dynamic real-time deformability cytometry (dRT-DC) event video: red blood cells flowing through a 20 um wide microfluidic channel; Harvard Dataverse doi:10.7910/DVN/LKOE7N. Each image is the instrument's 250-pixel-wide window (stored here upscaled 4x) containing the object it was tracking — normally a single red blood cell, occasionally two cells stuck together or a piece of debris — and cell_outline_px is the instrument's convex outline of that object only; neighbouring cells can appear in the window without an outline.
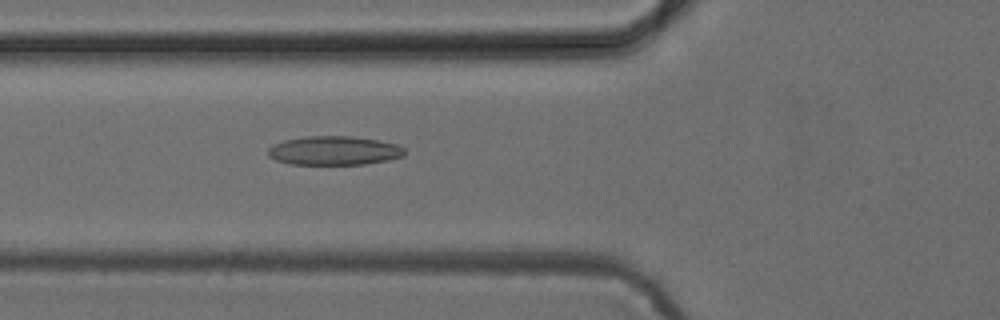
{"species": "common noctule bat (a hibernating species)", "species_latin": "Nyctalus noctula", "temperature_condition": "cold", "stored_images_in_passage": 51, "camera_frame_rate_fps": 3000, "um_per_image_px": 0.085, "animal": {"sex": "female", "body_mass_g": 24.6, "forearm_length_mm": 56.2}, "frame": {"image": 1, "passage_image": 19, "time_ms": 6.0, "image_size_px": [1000, 320], "cell_outline_px": [[404, 156], [388, 160], [364, 164], [288, 164], [276, 160], [268, 156], [268, 148], [272, 144], [284, 140], [308, 136], [352, 136], [376, 140], [396, 144], [404, 148]], "centroid_in_image_um": [28.36, 12.8], "position_along_channel_um": 97.4, "area_um2": 23.0}}
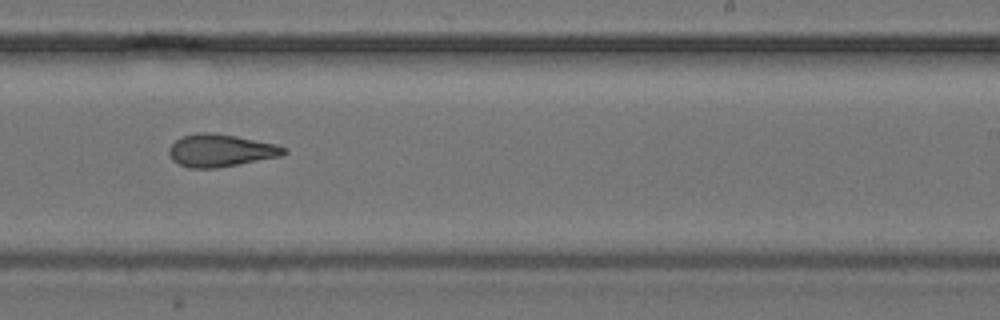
{"frame": {"image": 2, "passage_image": 32, "time_ms": 10.333, "image_size_px": [1000, 320], "cell_outline_px": [[288, 152], [280, 156], [216, 168], [188, 168], [172, 160], [168, 152], [168, 148], [176, 140], [184, 136], [196, 132], [208, 132], [236, 136], [276, 144], [288, 148]], "centroid_in_image_um": [18.75, 12.79], "position_along_channel_um": 270.3, "area_um2": 21.68}}
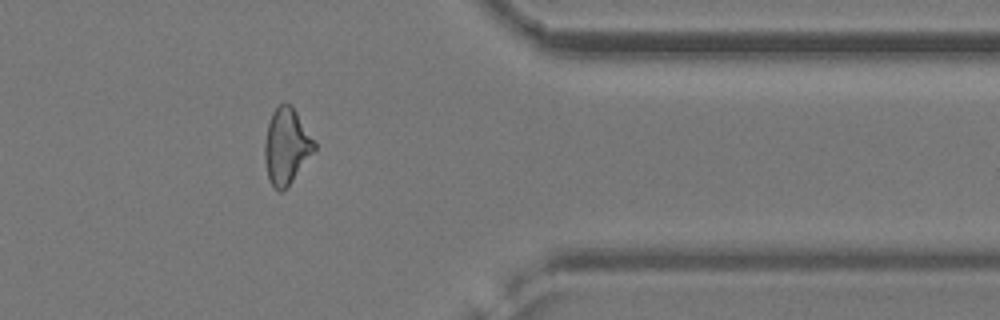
{"frame": {"image": 3, "passage_image": 42, "time_ms": 13.667, "image_size_px": [1000, 320], "cell_outline_px": [[316, 148], [288, 188], [280, 192], [272, 184], [268, 176], [264, 156], [264, 144], [268, 124], [272, 112], [284, 100], [292, 104], [316, 144]], "centroid_in_image_um": [24.35, 12.41], "position_along_channel_um": 387.1, "area_um2": 21.96}}